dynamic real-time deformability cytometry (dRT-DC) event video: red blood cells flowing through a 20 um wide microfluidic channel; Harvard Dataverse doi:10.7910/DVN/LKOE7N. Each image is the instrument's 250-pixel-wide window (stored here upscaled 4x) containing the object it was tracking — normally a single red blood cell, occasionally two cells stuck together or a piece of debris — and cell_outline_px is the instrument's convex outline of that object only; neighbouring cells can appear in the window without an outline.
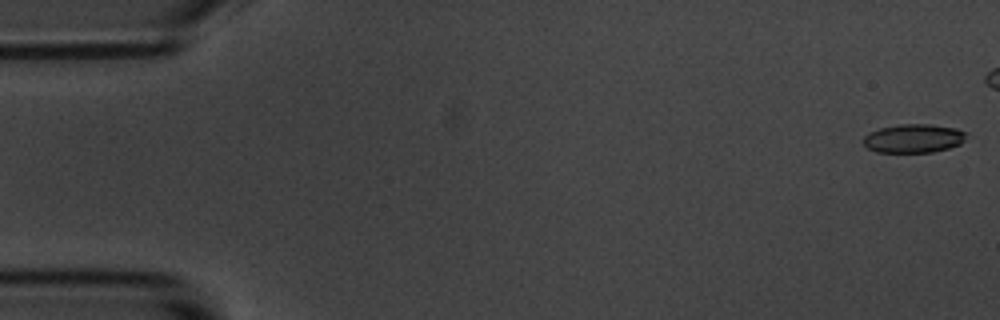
{"species": "common noctule bat (a hibernating species)", "species_latin": "Nyctalus noctula", "temperature_condition": "room temperature", "stored_images_in_passage": 5, "camera_frame_rate_fps": 3000, "um_per_image_px": 0.085, "animal": {"sex": "male", "body_mass_g": 20.1, "forearm_length_mm": 53.5}, "frame": {"image": 1, "passage_image": 1, "time_ms": 0.0, "image_size_px": [1000, 320], "cell_outline_px": [[968, 132], [964, 140], [960, 144], [948, 148], [932, 152], [876, 152], [868, 148], [860, 140], [864, 136], [880, 128], [900, 124], [928, 124], [956, 128]], "centroid_in_image_um": [77.66, 11.76], "position_along_channel_um": 7.3, "area_um2": 17.22}}